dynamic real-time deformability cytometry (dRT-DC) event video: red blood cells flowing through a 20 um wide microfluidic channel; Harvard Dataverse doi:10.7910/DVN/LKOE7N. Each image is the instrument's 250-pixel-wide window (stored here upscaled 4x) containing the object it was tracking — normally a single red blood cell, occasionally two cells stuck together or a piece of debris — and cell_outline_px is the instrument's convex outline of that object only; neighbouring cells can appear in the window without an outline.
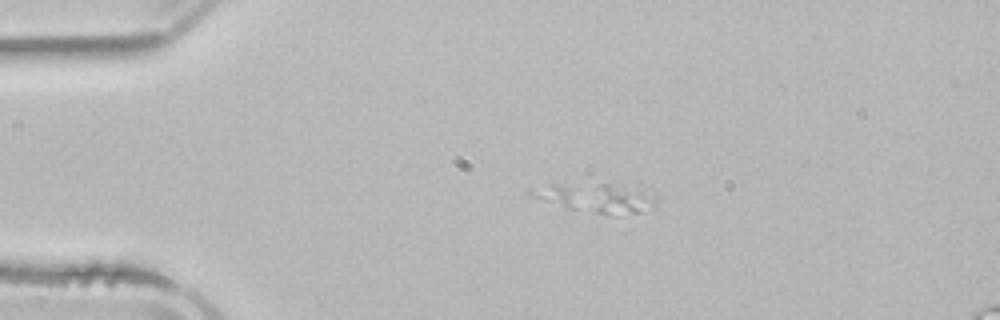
{"species": "common noctule bat (a hibernating species)", "species_latin": "Nyctalus noctula", "temperature_condition": "room temperature", "stored_images_in_passage": 3, "camera_frame_rate_fps": 3000, "um_per_image_px": 0.085, "animal": {"sex": "male", "body_mass_g": 21.5, "forearm_length_mm": 52.0}, "frame": {"image": 1, "passage_image": 3, "time_ms": 2.667, "image_size_px": [1000, 320], "cell_outline_px": [[656, 196], [652, 208], [640, 212], [612, 216], [596, 212], [596, 188], [600, 184], [608, 184]], "centroid_in_image_um": [52.83, 17.05], "position_along_channel_um": 32.2, "area_um2": 10.17}}